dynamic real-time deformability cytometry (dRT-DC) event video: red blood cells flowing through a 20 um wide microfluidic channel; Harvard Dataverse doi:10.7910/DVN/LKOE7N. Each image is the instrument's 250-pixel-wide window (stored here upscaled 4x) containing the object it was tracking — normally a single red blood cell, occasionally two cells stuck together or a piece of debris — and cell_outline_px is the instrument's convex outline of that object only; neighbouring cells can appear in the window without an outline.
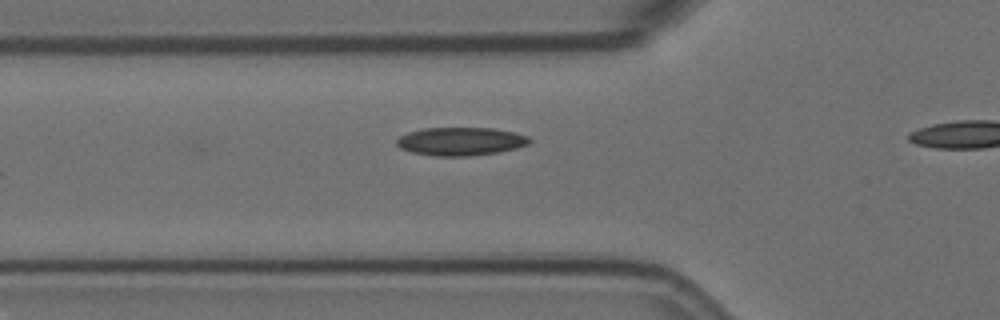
{"species": "Egyptian fruit bat (a non-hibernating species)", "species_latin": "Rousettus aegyptiacus", "temperature_condition": "room temperature", "stored_images_in_passage": 8, "camera_frame_rate_fps": 3000, "um_per_image_px": 0.085, "animal": {"sex": "female"}, "frame": {"image": 1, "passage_image": 6, "time_ms": 1.667, "image_size_px": [1000, 320], "cell_outline_px": [[532, 140], [528, 144], [516, 148], [496, 152], [468, 156], [436, 156], [412, 152], [400, 148], [396, 144], [396, 140], [400, 136], [408, 132], [424, 128], [492, 128], [512, 132], [528, 136]], "centroid_in_image_um": [39.14, 12.01], "position_along_channel_um": 86.7, "area_um2": 21.68}}